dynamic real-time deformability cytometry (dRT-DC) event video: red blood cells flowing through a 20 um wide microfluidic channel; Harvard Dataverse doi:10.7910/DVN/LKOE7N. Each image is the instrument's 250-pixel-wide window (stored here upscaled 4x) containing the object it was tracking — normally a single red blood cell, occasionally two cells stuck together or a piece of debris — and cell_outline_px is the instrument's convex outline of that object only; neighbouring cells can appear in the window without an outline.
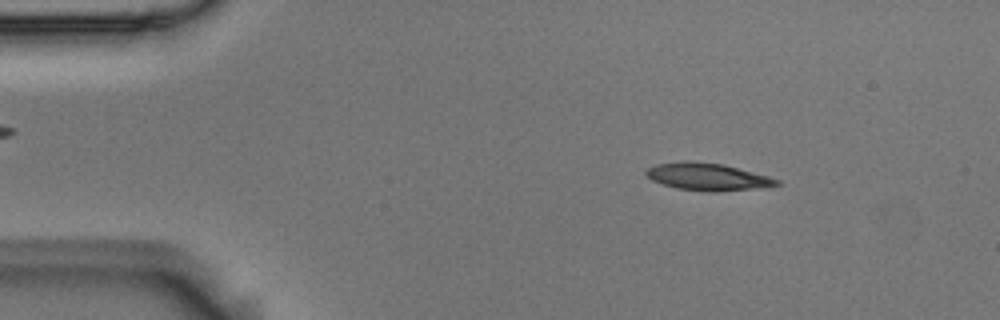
{"species": "Egyptian fruit bat (a non-hibernating species)", "species_latin": "Rousettus aegyptiacus", "temperature_condition": "room temperature", "stored_images_in_passage": 3, "camera_frame_rate_fps": 3000, "um_per_image_px": 0.085, "animal": {"sex": "male"}, "frame": {"image": 1, "passage_image": 2, "time_ms": 0.333, "image_size_px": [1000, 320], "cell_outline_px": [[780, 184], [752, 188], [716, 192], [708, 192], [676, 188], [652, 180], [644, 172], [648, 168], [656, 164], [684, 160], [692, 160], [724, 164], [768, 176], [780, 180]], "centroid_in_image_um": [60.1, 15.0], "position_along_channel_um": 24.9, "area_um2": 20.69}}